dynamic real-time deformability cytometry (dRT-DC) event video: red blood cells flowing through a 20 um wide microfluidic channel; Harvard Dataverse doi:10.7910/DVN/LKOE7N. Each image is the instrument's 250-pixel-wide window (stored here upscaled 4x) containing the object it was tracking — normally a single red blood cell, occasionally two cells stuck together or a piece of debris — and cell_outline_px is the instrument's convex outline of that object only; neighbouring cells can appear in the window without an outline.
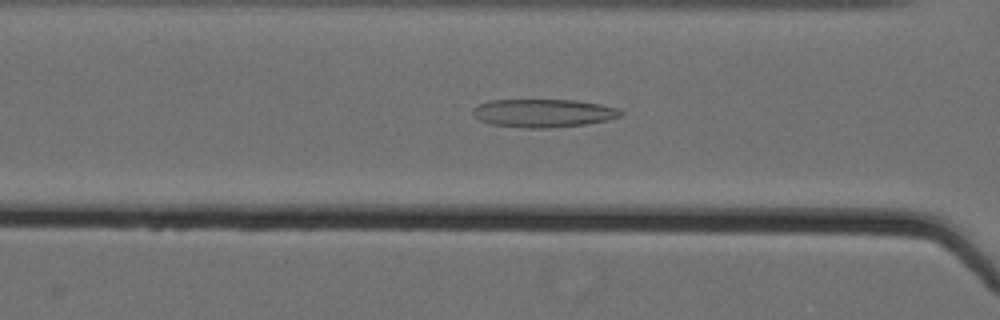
{"species": "Egyptian fruit bat (a non-hibernating species)", "species_latin": "Rousettus aegyptiacus", "temperature_condition": "cold", "stored_images_in_passage": 25, "camera_frame_rate_fps": 3000, "um_per_image_px": 0.085, "animal": {"sex": "female"}, "frame": {"image": 1, "passage_image": 16, "time_ms": 5.0, "image_size_px": [1000, 320], "cell_outline_px": [[624, 116], [608, 120], [584, 124], [548, 128], [524, 128], [492, 124], [480, 120], [472, 112], [472, 108], [488, 100], [576, 100], [600, 104], [616, 108], [624, 112]], "centroid_in_image_um": [46.21, 9.61], "position_along_channel_um": 120.4, "area_um2": 24.28}}
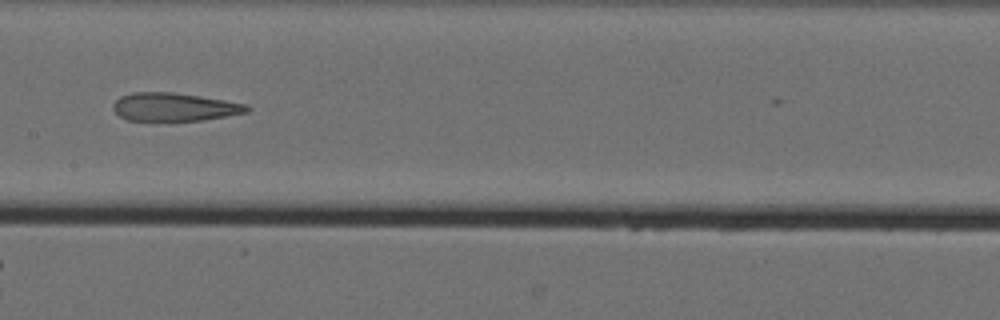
{"frame": {"image": 2, "passage_image": 22, "time_ms": 7.0, "image_size_px": [1000, 320], "cell_outline_px": [[252, 108], [248, 112], [204, 120], [128, 120], [120, 116], [112, 108], [112, 104], [120, 96], [132, 92], [172, 92], [200, 96], [248, 104]], "centroid_in_image_um": [14.83, 9.08], "position_along_channel_um": 192.6, "area_um2": 21.96}}
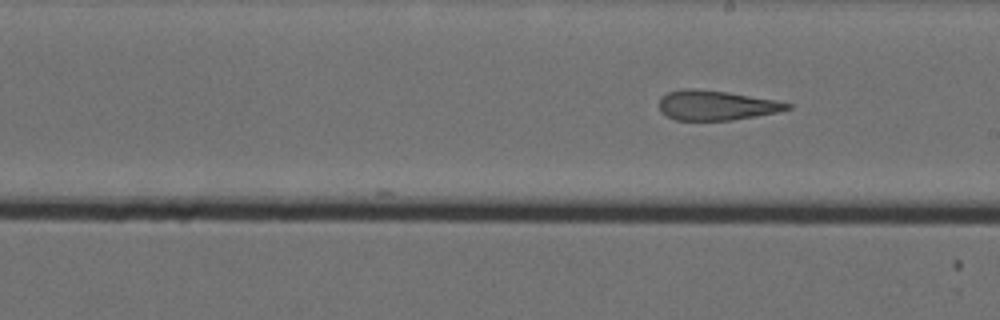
{"frame": {"image": 3, "passage_image": 25, "time_ms": 8.0, "image_size_px": [1000, 320], "cell_outline_px": [[792, 108], [780, 112], [732, 120], [676, 120], [660, 112], [660, 96], [668, 92], [684, 88], [696, 88], [728, 92], [776, 100], [792, 104]], "centroid_in_image_um": [60.89, 8.94], "position_along_channel_um": 228.1, "area_um2": 22.37}}